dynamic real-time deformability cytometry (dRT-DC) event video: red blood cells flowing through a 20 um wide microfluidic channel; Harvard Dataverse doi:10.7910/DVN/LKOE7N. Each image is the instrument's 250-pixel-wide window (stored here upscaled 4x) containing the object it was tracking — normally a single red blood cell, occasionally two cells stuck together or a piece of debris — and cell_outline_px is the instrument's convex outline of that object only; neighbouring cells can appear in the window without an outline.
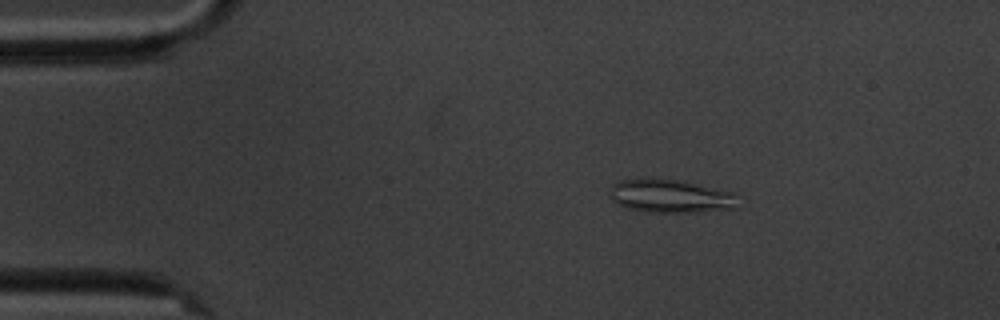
{"species": "common noctule bat (a hibernating species)", "species_latin": "Nyctalus noctula", "temperature_condition": "cold", "stored_images_in_passage": 4, "camera_frame_rate_fps": 3000, "um_per_image_px": 0.085, "animal": {"sex": "male", "body_mass_g": 20.1, "forearm_length_mm": 53.5}, "frame": {"image": 1, "passage_image": 2, "time_ms": 2.333, "image_size_px": [1000, 320], "cell_outline_px": [[740, 208], [696, 212], [648, 212], [628, 208], [616, 204], [612, 200], [612, 184], [620, 180], [680, 180], [732, 192], [736, 196]], "centroid_in_image_um": [57.06, 16.7], "position_along_channel_um": 27.9, "area_um2": 24.45}}